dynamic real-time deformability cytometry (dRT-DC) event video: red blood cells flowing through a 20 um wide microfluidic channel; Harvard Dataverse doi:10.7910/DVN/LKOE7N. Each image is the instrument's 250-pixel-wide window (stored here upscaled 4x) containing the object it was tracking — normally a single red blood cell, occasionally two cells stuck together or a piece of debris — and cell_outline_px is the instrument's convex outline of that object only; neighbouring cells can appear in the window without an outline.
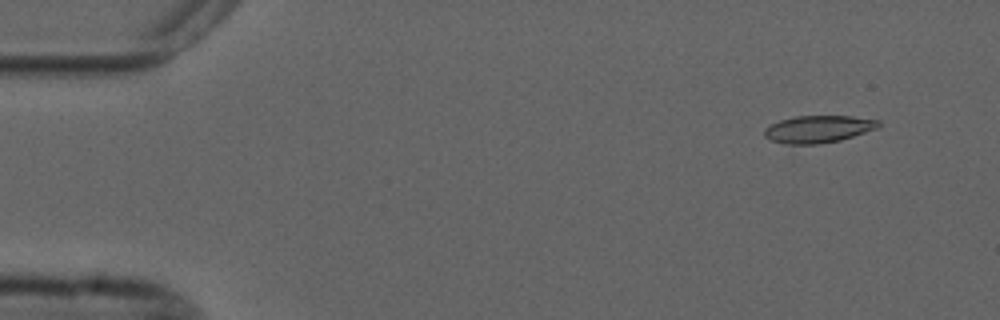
{"species": "common noctule bat (a hibernating species)", "species_latin": "Nyctalus noctula", "temperature_condition": "cold", "stored_images_in_passage": 8, "camera_frame_rate_fps": 3000, "um_per_image_px": 0.085, "animal": {"sex": "male", "forearm_length_mm": 52.5}, "frame": {"image": 1, "passage_image": 2, "time_ms": 1.333, "image_size_px": [1000, 320], "cell_outline_px": [[880, 128], [840, 140], [816, 144], [784, 144], [772, 140], [764, 136], [764, 128], [768, 124], [780, 120], [796, 116], [852, 116], [880, 120]], "centroid_in_image_um": [69.56, 10.96], "position_along_channel_um": 15.4, "area_um2": 18.26}}
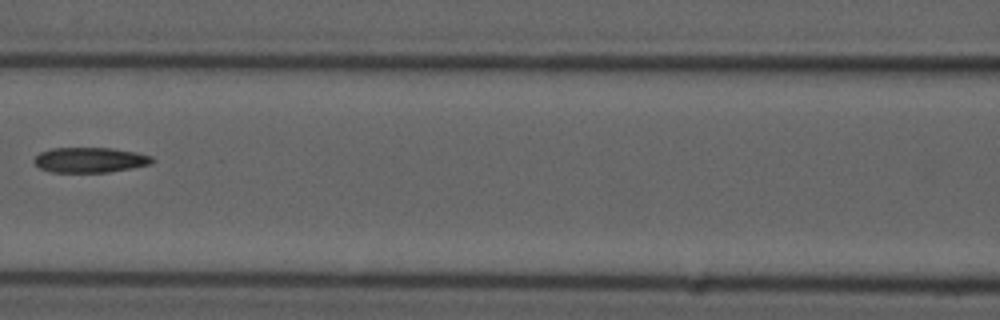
{"frame": {"image": 2, "passage_image": 7, "time_ms": 8.0, "image_size_px": [1000, 320], "cell_outline_px": [[156, 160], [152, 164], [132, 168], [108, 172], [52, 172], [40, 168], [32, 160], [40, 152], [52, 148], [112, 148], [136, 152], [152, 156]], "centroid_in_image_um": [7.68, 13.59], "position_along_channel_um": 158.9, "area_um2": 17.4}}
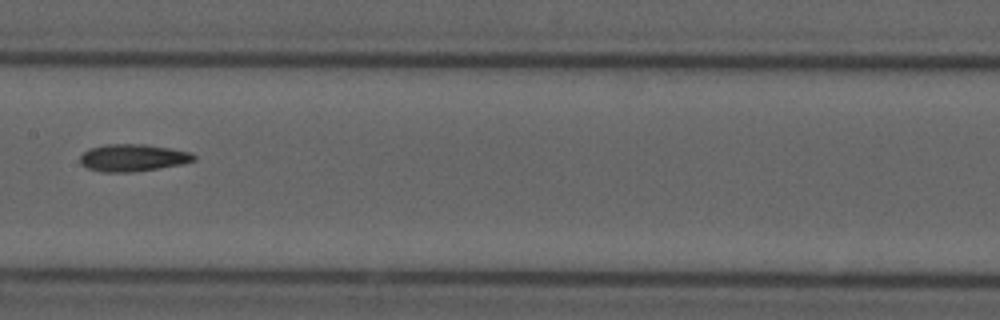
{"frame": {"image": 3, "passage_image": 8, "time_ms": 9.0, "image_size_px": [1000, 320], "cell_outline_px": [[196, 160], [180, 164], [132, 172], [104, 172], [88, 168], [80, 164], [80, 156], [88, 148], [104, 144], [144, 144], [192, 152], [196, 156]], "centroid_in_image_um": [11.26, 13.4], "position_along_channel_um": 196.1, "area_um2": 17.98}}